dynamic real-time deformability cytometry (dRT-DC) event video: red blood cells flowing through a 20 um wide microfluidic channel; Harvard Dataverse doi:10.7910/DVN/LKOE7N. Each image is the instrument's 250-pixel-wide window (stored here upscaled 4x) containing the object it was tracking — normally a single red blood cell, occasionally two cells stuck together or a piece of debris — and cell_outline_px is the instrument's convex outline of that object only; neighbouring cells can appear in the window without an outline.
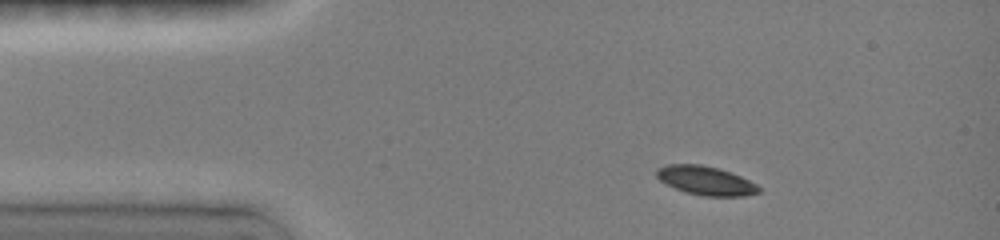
{"species": "common noctule bat (a hibernating species)", "species_latin": "Nyctalus noctula", "temperature_condition": "room temperature", "stored_images_in_passage": 6, "camera_frame_rate_fps": 3000, "um_per_image_px": 0.085, "animal": {"sex": "female", "body_mass_g": 19.0, "forearm_length_mm": 51.5}, "frame": {"image": 1, "passage_image": 2, "time_ms": 1.0, "image_size_px": [1000, 240], "cell_outline_px": [[760, 192], [744, 196], [704, 196], [684, 192], [660, 180], [656, 176], [656, 168], [668, 164], [700, 164], [720, 168], [740, 176], [756, 184], [760, 188]], "centroid_in_image_um": [59.98, 15.34], "position_along_channel_um": 25.0, "area_um2": 17.17}}
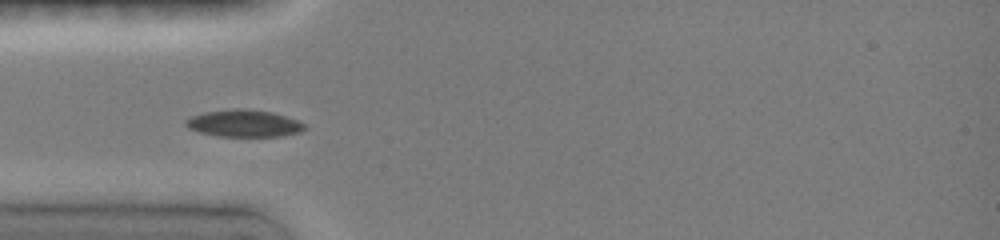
{"frame": {"image": 2, "passage_image": 5, "time_ms": 3.333, "image_size_px": [1000, 240], "cell_outline_px": [[308, 128], [300, 132], [280, 136], [216, 136], [200, 132], [188, 128], [184, 124], [184, 120], [192, 116], [204, 112], [232, 108], [248, 108], [272, 112], [300, 120]], "centroid_in_image_um": [20.75, 10.47], "position_along_channel_um": 64.3, "area_um2": 19.02}}